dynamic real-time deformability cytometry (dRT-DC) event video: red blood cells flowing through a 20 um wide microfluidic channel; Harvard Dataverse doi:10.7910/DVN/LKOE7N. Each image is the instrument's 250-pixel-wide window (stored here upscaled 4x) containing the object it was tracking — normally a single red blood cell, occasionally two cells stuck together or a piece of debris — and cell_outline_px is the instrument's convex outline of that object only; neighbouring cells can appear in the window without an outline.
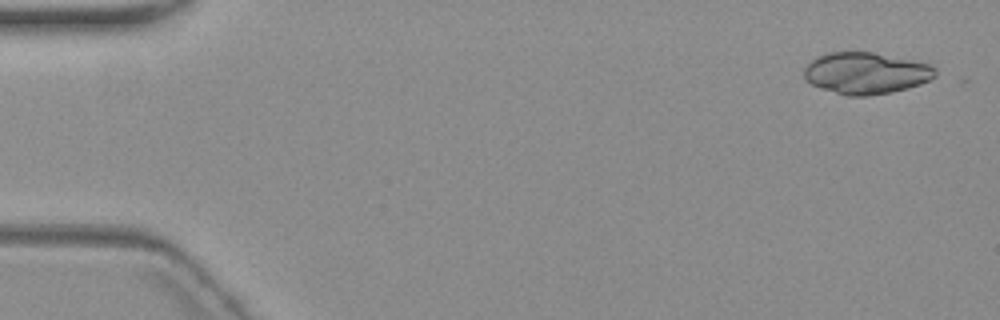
{"species": "common noctule bat (a hibernating species)", "species_latin": "Nyctalus noctula", "temperature_condition": "warm", "stored_images_in_passage": 5, "camera_frame_rate_fps": 3000, "um_per_image_px": 0.085, "animal": {"sex": "female", "body_mass_g": 19.3, "forearm_length_mm": 54.1}, "frame": {"image": 1, "passage_image": 1, "time_ms": 0.0, "image_size_px": [1000, 320], "cell_outline_px": [[936, 76], [920, 84], [908, 88], [892, 92], [868, 96], [848, 96], [820, 88], [812, 84], [804, 76], [804, 68], [816, 56], [828, 52], [872, 52], [928, 64], [936, 68]], "centroid_in_image_um": [73.59, 6.22], "position_along_channel_um": 11.4, "area_um2": 31.62}}
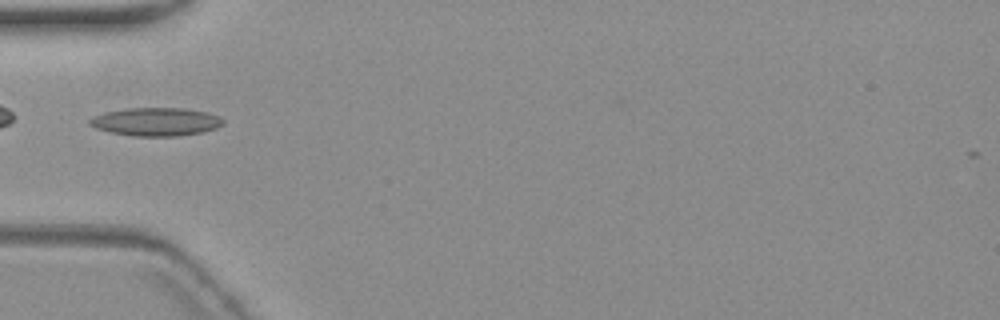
{"frame": {"image": 2, "passage_image": 5, "time_ms": 5.667, "image_size_px": [1000, 320], "cell_outline_px": [[224, 124], [216, 128], [204, 132], [180, 136], [132, 136], [112, 132], [96, 128], [88, 124], [88, 120], [92, 116], [104, 112], [124, 108], [184, 108], [208, 112], [220, 116], [224, 120]], "centroid_in_image_um": [13.27, 10.34], "position_along_channel_um": 71.7, "area_um2": 22.25}}